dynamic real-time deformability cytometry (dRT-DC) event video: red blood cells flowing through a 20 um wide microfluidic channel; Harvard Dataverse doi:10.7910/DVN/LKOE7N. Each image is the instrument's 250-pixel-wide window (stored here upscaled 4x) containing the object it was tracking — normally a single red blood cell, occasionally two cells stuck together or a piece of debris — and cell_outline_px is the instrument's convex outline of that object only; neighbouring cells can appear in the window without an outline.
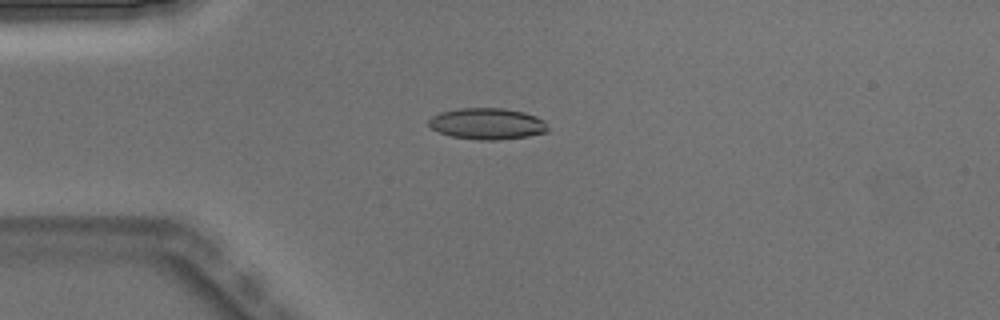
{"species": "Egyptian fruit bat (a non-hibernating species)", "species_latin": "Rousettus aegyptiacus", "temperature_condition": "warm", "stored_images_in_passage": 6, "camera_frame_rate_fps": 3000, "um_per_image_px": 0.085, "animal": {"sex": "male"}, "frame": {"image": 1, "passage_image": 4, "time_ms": 1.0, "image_size_px": [1000, 320], "cell_outline_px": [[548, 132], [528, 136], [500, 140], [476, 140], [452, 136], [440, 132], [432, 128], [428, 124], [428, 120], [432, 116], [440, 112], [456, 108], [504, 108], [524, 112], [536, 116], [544, 120], [548, 128]], "centroid_in_image_um": [41.43, 10.51], "position_along_channel_um": 43.6, "area_um2": 21.91}}
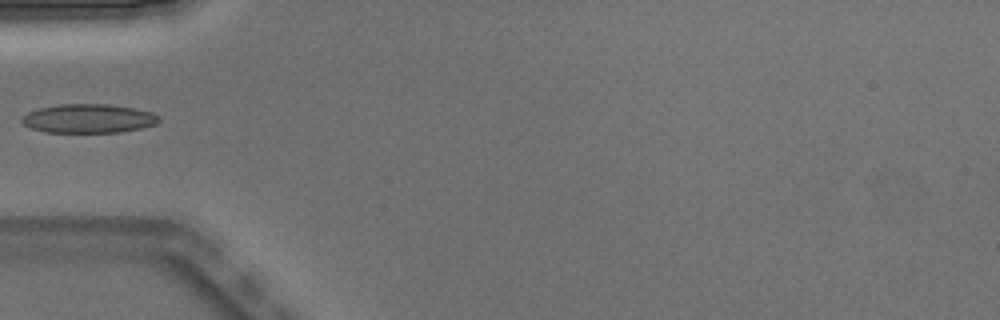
{"frame": {"image": 2, "passage_image": 5, "time_ms": 1.333, "image_size_px": [1000, 320], "cell_outline_px": [[160, 120], [156, 124], [140, 128], [120, 132], [44, 132], [32, 128], [24, 124], [20, 120], [28, 112], [40, 108], [60, 104], [108, 104], [136, 108], [152, 112], [160, 116]], "centroid_in_image_um": [7.56, 10.07], "position_along_channel_um": 77.4, "area_um2": 23.06}}